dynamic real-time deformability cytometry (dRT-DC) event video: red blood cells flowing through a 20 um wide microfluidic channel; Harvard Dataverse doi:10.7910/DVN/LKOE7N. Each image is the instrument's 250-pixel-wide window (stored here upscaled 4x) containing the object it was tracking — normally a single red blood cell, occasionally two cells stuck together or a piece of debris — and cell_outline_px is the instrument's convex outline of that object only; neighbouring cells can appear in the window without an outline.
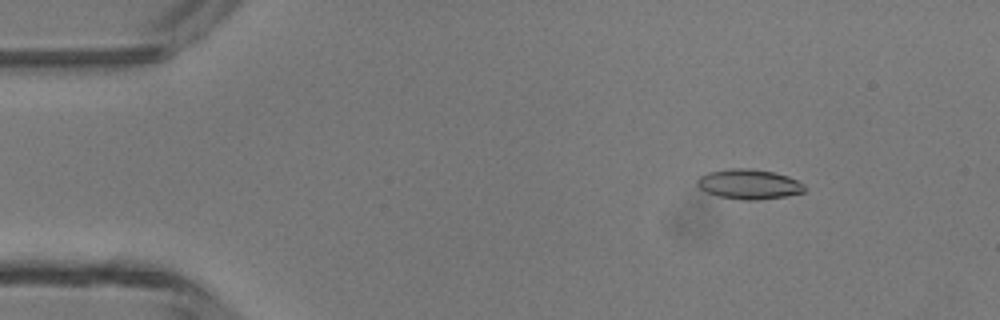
{"species": "common noctule bat (a hibernating species)", "species_latin": "Nyctalus noctula", "temperature_condition": "room temperature", "stored_images_in_passage": 14, "camera_frame_rate_fps": 3000, "um_per_image_px": 0.085, "animal": {"sex": "male", "body_mass_g": 13.3}, "frame": {"image": 1, "passage_image": 7, "time_ms": 2.0, "image_size_px": [1000, 320], "cell_outline_px": [[804, 192], [784, 196], [756, 200], [744, 200], [716, 196], [704, 192], [696, 184], [696, 180], [700, 176], [708, 172], [732, 168], [748, 168], [772, 172], [788, 176], [804, 184]], "centroid_in_image_um": [63.61, 15.66], "position_along_channel_um": 21.4, "area_um2": 18.67}}